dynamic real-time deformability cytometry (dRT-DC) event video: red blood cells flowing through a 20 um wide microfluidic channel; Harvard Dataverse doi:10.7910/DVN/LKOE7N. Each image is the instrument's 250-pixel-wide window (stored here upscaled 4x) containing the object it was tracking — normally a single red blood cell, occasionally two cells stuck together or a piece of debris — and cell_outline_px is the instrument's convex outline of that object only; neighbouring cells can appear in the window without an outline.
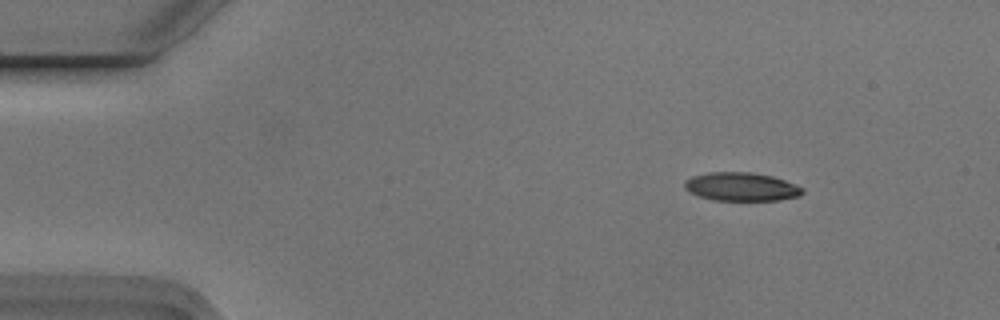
{"species": "Egyptian fruit bat (a non-hibernating species)", "species_latin": "Rousettus aegyptiacus", "temperature_condition": "cold", "stored_images_in_passage": 4, "camera_frame_rate_fps": 3000, "um_per_image_px": 0.085, "animal": {"sex": "male"}, "frame": {"image": 1, "passage_image": 1, "time_ms": 0.0, "image_size_px": [1000, 320], "cell_outline_px": [[804, 192], [800, 196], [780, 200], [712, 200], [696, 196], [688, 192], [684, 188], [684, 180], [692, 176], [708, 172], [752, 172], [772, 176], [784, 180], [804, 188]], "centroid_in_image_um": [62.97, 15.87], "position_along_channel_um": 22.0, "area_um2": 19.83}}
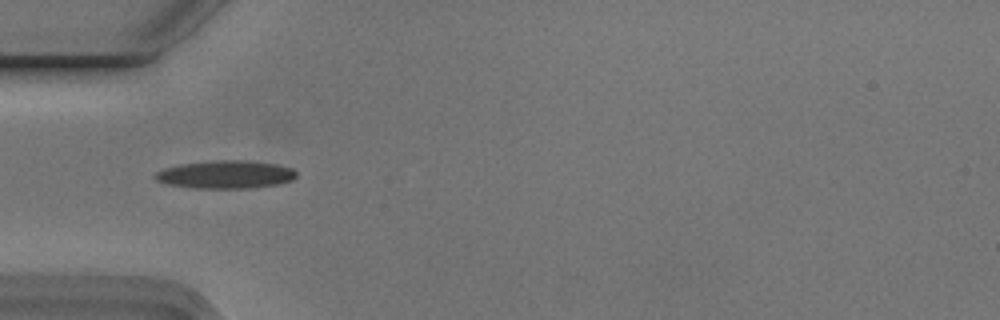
{"frame": {"image": 2, "passage_image": 3, "time_ms": 0.667, "image_size_px": [1000, 320], "cell_outline_px": [[296, 176], [292, 180], [280, 184], [252, 188], [192, 188], [168, 184], [156, 180], [152, 176], [156, 172], [164, 168], [180, 164], [216, 160], [248, 160], [276, 164], [292, 168], [296, 172]], "centroid_in_image_um": [19.18, 14.83], "position_along_channel_um": 65.8, "area_um2": 23.18}}